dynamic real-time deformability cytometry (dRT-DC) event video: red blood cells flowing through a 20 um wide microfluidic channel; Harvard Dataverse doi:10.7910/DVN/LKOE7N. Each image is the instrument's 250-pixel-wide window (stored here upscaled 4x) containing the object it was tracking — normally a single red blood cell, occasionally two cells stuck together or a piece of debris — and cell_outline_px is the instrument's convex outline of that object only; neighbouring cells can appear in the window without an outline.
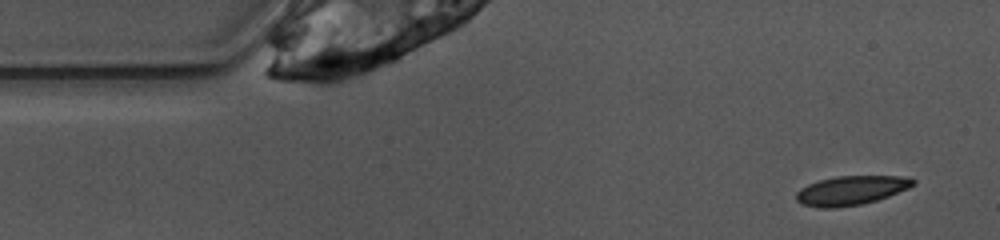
{"species": "common noctule bat (a hibernating species)", "species_latin": "Nyctalus noctula", "temperature_condition": "warm", "stored_images_in_passage": 6, "camera_frame_rate_fps": 3000, "um_per_image_px": 0.085, "animal": {"sex": "female", "body_mass_g": 10.0, "forearm_length_mm": 53.1}, "frame": {"image": 1, "passage_image": 3, "time_ms": 0.667, "image_size_px": [1000, 240], "cell_outline_px": [[916, 184], [908, 188], [888, 196], [876, 200], [860, 204], [832, 208], [820, 208], [800, 204], [796, 200], [796, 192], [800, 188], [808, 184], [820, 180], [836, 176], [900, 176], [916, 180]], "centroid_in_image_um": [72.31, 16.18], "position_along_channel_um": 12.7, "area_um2": 19.77}}